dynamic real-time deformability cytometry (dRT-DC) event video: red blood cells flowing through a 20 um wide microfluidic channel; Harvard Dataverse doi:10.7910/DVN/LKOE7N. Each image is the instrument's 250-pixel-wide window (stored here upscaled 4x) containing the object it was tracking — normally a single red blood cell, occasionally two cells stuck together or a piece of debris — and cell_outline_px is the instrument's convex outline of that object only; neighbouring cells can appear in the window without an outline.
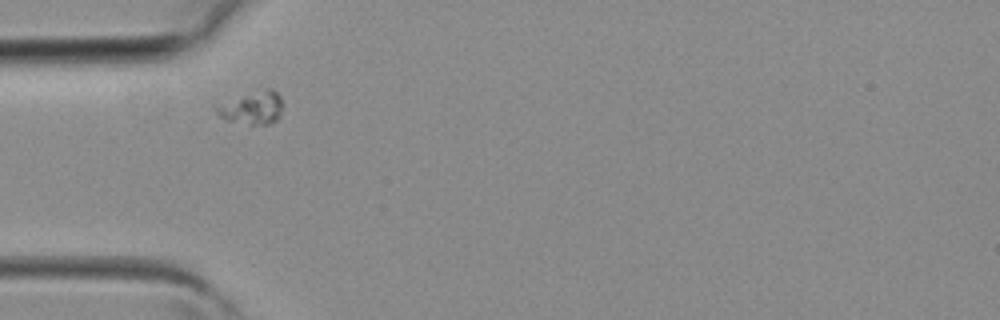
{"species": "common noctule bat (a hibernating species)", "species_latin": "Nyctalus noctula", "temperature_condition": "room temperature", "stored_images_in_passage": 2, "camera_frame_rate_fps": 3000, "um_per_image_px": 0.085, "animal": {"sex": "female", "body_mass_g": 19.3, "forearm_length_mm": 54.1}, "frame": {"image": 1, "passage_image": 1, "time_ms": 0.0, "image_size_px": [1000, 320], "cell_outline_px": [[284, 104], [280, 116], [276, 120], [268, 124], [252, 124], [224, 120], [216, 112], [216, 108], [244, 96], [268, 88], [272, 88], [280, 96]], "centroid_in_image_um": [21.56, 9.2], "position_along_channel_um": 63.4, "area_um2": 12.02}}
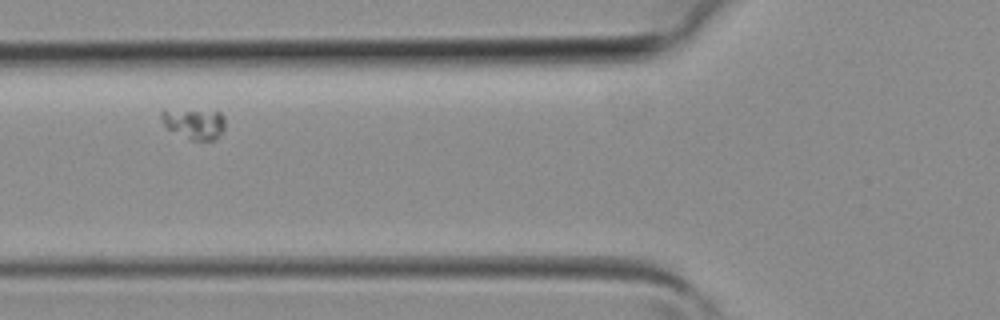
{"frame": {"image": 2, "passage_image": 2, "time_ms": 0.333, "image_size_px": [1000, 320], "cell_outline_px": [[224, 128], [212, 140], [188, 140], [168, 128], [164, 124], [160, 116], [160, 112], [164, 108], [220, 112], [224, 116]], "centroid_in_image_um": [16.45, 10.47], "position_along_channel_um": 109.3, "area_um2": 11.39}}